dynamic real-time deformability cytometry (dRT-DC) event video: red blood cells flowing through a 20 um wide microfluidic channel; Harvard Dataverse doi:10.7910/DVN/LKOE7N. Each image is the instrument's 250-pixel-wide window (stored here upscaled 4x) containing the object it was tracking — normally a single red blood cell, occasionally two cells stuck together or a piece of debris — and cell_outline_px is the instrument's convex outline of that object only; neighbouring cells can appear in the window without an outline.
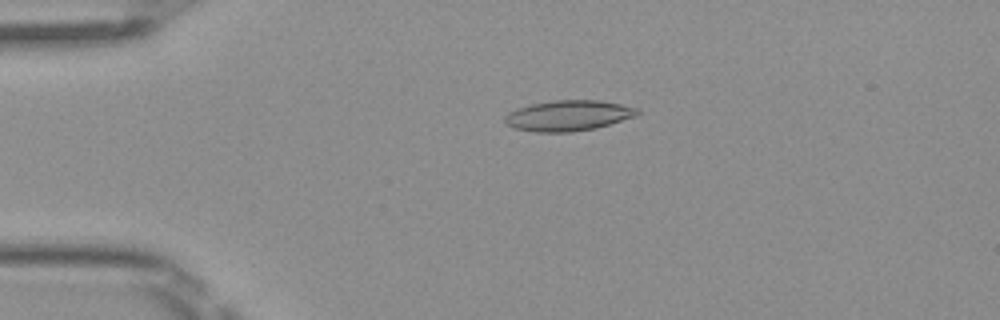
{"species": "Egyptian fruit bat (a non-hibernating species)", "species_latin": "Rousettus aegyptiacus", "temperature_condition": "room temperature", "stored_images_in_passage": 50, "camera_frame_rate_fps": 3000, "um_per_image_px": 0.085, "frame": {"image": 1, "passage_image": 11, "time_ms": 3.333, "image_size_px": [1000, 320], "cell_outline_px": [[640, 112], [636, 116], [596, 128], [572, 132], [536, 132], [516, 128], [504, 124], [504, 116], [508, 112], [516, 108], [532, 104], [556, 100], [596, 100], [620, 104], [640, 108]], "centroid_in_image_um": [48.3, 9.83], "position_along_channel_um": 36.7, "area_um2": 23.64}}
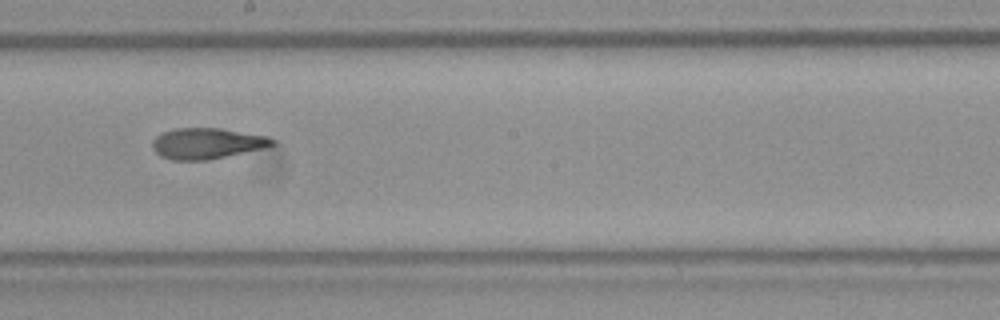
{"frame": {"image": 2, "passage_image": 28, "time_ms": 9.0, "image_size_px": [1000, 320], "cell_outline_px": [[276, 144], [260, 148], [208, 160], [172, 160], [160, 156], [152, 148], [152, 140], [156, 136], [164, 132], [176, 128], [220, 128], [268, 136], [276, 140]], "centroid_in_image_um": [17.56, 12.18], "position_along_channel_um": 230.6, "area_um2": 21.39}}
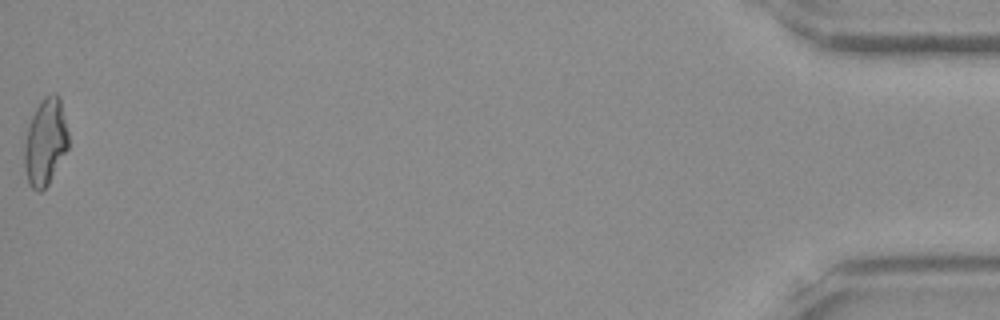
{"frame": {"image": 3, "passage_image": 50, "time_ms": 16.333, "image_size_px": [1000, 320], "cell_outline_px": [[68, 148], [48, 184], [40, 192], [36, 192], [28, 184], [24, 164], [24, 144], [28, 124], [40, 100], [44, 96], [52, 92], [56, 92], [60, 96], [68, 132]], "centroid_in_image_um": [3.85, 12.04], "position_along_channel_um": 431.4, "area_um2": 22.48}, "authors_computed_cell_mechanics": {"area_um2": 21.8773, "velocity_mm_per_s": 4.0697, "shape_relaxation_time_tau1_ms": null, "shape_relaxation_time_tau2_ms": 2.4852, "deformation_change_tau1": null, "deformation_change_tau2": 0.1063}}